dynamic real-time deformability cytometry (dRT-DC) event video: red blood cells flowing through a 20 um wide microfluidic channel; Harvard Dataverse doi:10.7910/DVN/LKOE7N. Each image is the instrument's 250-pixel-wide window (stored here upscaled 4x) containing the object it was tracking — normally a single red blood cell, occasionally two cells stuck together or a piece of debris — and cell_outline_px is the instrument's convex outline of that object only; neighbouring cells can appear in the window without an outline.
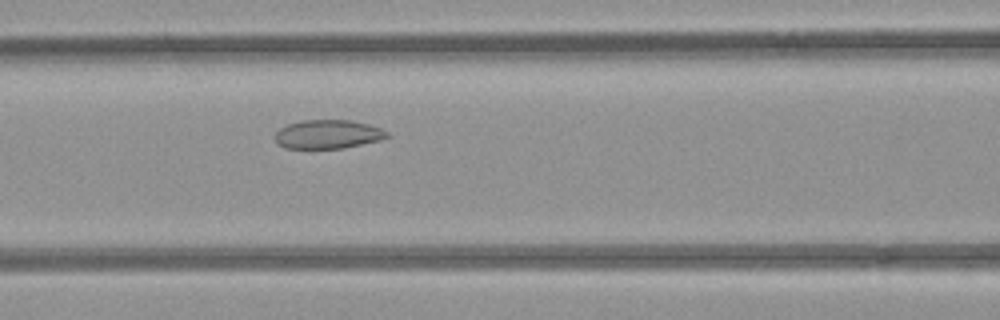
{"species": "common noctule bat (a hibernating species)", "species_latin": "Nyctalus noctula", "temperature_condition": "room temperature", "stored_images_in_passage": 48, "camera_frame_rate_fps": 3000, "um_per_image_px": 0.085, "animal": {"sex": "female", "body_mass_g": 21.9}, "frame": {"image": 1, "passage_image": 17, "time_ms": 5.333, "image_size_px": [1000, 320], "cell_outline_px": [[392, 136], [380, 140], [344, 148], [284, 148], [276, 144], [276, 132], [280, 128], [288, 124], [300, 120], [352, 120], [368, 124], [380, 128], [388, 132]], "centroid_in_image_um": [27.88, 11.41], "position_along_channel_um": 138.7, "area_um2": 18.9}}
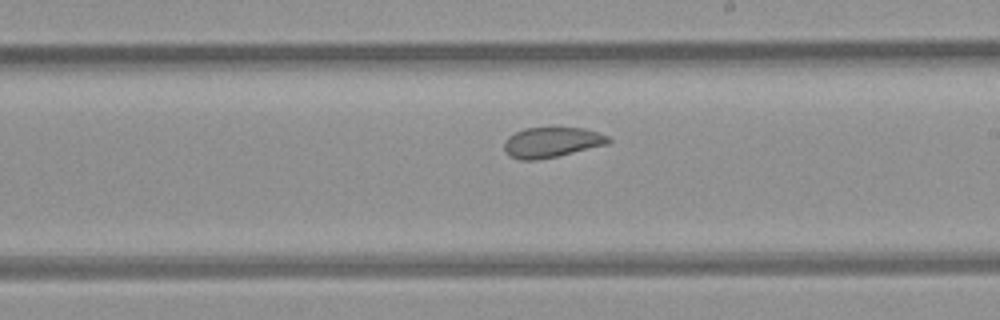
{"frame": {"image": 2, "passage_image": 25, "time_ms": 8.0, "image_size_px": [1000, 320], "cell_outline_px": [[612, 140], [608, 144], [556, 156], [536, 160], [520, 160], [508, 156], [504, 152], [504, 140], [508, 136], [524, 128], [584, 128], [608, 136]], "centroid_in_image_um": [46.85, 12.1], "position_along_channel_um": 242.2, "area_um2": 18.32}}
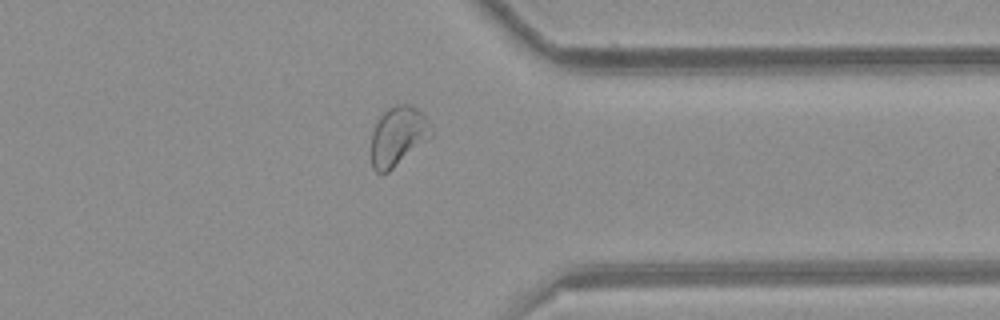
{"frame": {"image": 3, "passage_image": 36, "time_ms": 11.667, "image_size_px": [1000, 320], "cell_outline_px": [[432, 136], [388, 172], [380, 176], [372, 168], [372, 132], [380, 116], [388, 108], [396, 104], [408, 104], [424, 112], [428, 120], [432, 132]], "centroid_in_image_um": [33.83, 11.57], "position_along_channel_um": 377.6, "area_um2": 20.69}, "authors_computed_cell_mechanics": {"area_um2": 21.097, "velocity_mm_per_s": 3.8826, "shape_relaxation_time_tau1_ms": null, "shape_relaxation_time_tau2_ms": 1.5482, "deformation_change_tau1": null, "deformation_change_tau2": 0.0691}}